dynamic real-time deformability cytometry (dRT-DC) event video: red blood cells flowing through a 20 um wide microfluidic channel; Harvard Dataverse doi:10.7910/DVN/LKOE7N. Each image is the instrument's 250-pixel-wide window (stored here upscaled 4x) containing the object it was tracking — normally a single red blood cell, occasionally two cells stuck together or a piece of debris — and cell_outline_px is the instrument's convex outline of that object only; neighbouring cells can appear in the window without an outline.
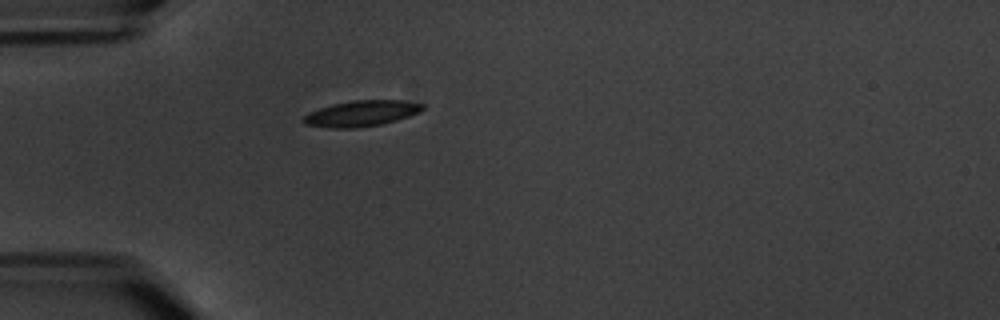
{"species": "common noctule bat (a hibernating species)", "species_latin": "Nyctalus noctula", "temperature_condition": "warm", "stored_images_in_passage": 2, "camera_frame_rate_fps": 3000, "um_per_image_px": 0.085, "animal": {"sex": "male", "body_mass_g": 20.1, "forearm_length_mm": 53.5}, "frame": {"image": 1, "passage_image": 1, "time_ms": 0.0, "image_size_px": [1000, 320], "cell_outline_px": [[424, 108], [420, 112], [396, 120], [380, 124], [356, 128], [328, 128], [304, 124], [304, 116], [308, 112], [332, 104], [352, 100], [400, 100], [424, 104]], "centroid_in_image_um": [30.7, 9.64], "position_along_channel_um": 54.3, "area_um2": 17.86}}